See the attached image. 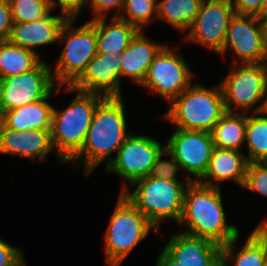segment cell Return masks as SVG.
<instances>
[{
  "mask_svg": "<svg viewBox=\"0 0 267 266\" xmlns=\"http://www.w3.org/2000/svg\"><path fill=\"white\" fill-rule=\"evenodd\" d=\"M155 266H181L176 260H174L164 249L161 251L157 258Z\"/></svg>",
  "mask_w": 267,
  "mask_h": 266,
  "instance_id": "37",
  "label": "cell"
},
{
  "mask_svg": "<svg viewBox=\"0 0 267 266\" xmlns=\"http://www.w3.org/2000/svg\"><path fill=\"white\" fill-rule=\"evenodd\" d=\"M73 21L75 18H69L59 32L58 42L65 46L52 71L57 86H71L97 54L96 28L89 21L74 28Z\"/></svg>",
  "mask_w": 267,
  "mask_h": 266,
  "instance_id": "7",
  "label": "cell"
},
{
  "mask_svg": "<svg viewBox=\"0 0 267 266\" xmlns=\"http://www.w3.org/2000/svg\"><path fill=\"white\" fill-rule=\"evenodd\" d=\"M258 227H266L267 228V219L266 220H263L260 223H258Z\"/></svg>",
  "mask_w": 267,
  "mask_h": 266,
  "instance_id": "40",
  "label": "cell"
},
{
  "mask_svg": "<svg viewBox=\"0 0 267 266\" xmlns=\"http://www.w3.org/2000/svg\"><path fill=\"white\" fill-rule=\"evenodd\" d=\"M125 0H91L92 19L107 18V13L114 9L112 17H119L122 13Z\"/></svg>",
  "mask_w": 267,
  "mask_h": 266,
  "instance_id": "32",
  "label": "cell"
},
{
  "mask_svg": "<svg viewBox=\"0 0 267 266\" xmlns=\"http://www.w3.org/2000/svg\"><path fill=\"white\" fill-rule=\"evenodd\" d=\"M242 187L267 197V162H250Z\"/></svg>",
  "mask_w": 267,
  "mask_h": 266,
  "instance_id": "30",
  "label": "cell"
},
{
  "mask_svg": "<svg viewBox=\"0 0 267 266\" xmlns=\"http://www.w3.org/2000/svg\"><path fill=\"white\" fill-rule=\"evenodd\" d=\"M164 149L165 145L155 138L134 135L131 132L105 170L118 175L131 185L150 174L156 158Z\"/></svg>",
  "mask_w": 267,
  "mask_h": 266,
  "instance_id": "11",
  "label": "cell"
},
{
  "mask_svg": "<svg viewBox=\"0 0 267 266\" xmlns=\"http://www.w3.org/2000/svg\"><path fill=\"white\" fill-rule=\"evenodd\" d=\"M170 156L169 160H163L162 156ZM181 169L179 163L175 160V157L165 148L160 152L154 165L152 166L149 176L154 178L166 179L168 181H180L177 177V173Z\"/></svg>",
  "mask_w": 267,
  "mask_h": 266,
  "instance_id": "31",
  "label": "cell"
},
{
  "mask_svg": "<svg viewBox=\"0 0 267 266\" xmlns=\"http://www.w3.org/2000/svg\"><path fill=\"white\" fill-rule=\"evenodd\" d=\"M262 26H263V33H264V39L267 46V15L262 16L261 18Z\"/></svg>",
  "mask_w": 267,
  "mask_h": 266,
  "instance_id": "38",
  "label": "cell"
},
{
  "mask_svg": "<svg viewBox=\"0 0 267 266\" xmlns=\"http://www.w3.org/2000/svg\"><path fill=\"white\" fill-rule=\"evenodd\" d=\"M182 181H168L166 179L146 176L136 180L129 191L126 183L123 184L122 193L160 232V222L163 219H172L179 222L183 199L187 185L191 182L186 176Z\"/></svg>",
  "mask_w": 267,
  "mask_h": 266,
  "instance_id": "4",
  "label": "cell"
},
{
  "mask_svg": "<svg viewBox=\"0 0 267 266\" xmlns=\"http://www.w3.org/2000/svg\"><path fill=\"white\" fill-rule=\"evenodd\" d=\"M65 92H74V99L64 110L53 107L51 121V142L59 163H68L82 148L87 131L92 122L101 95L73 90L70 86Z\"/></svg>",
  "mask_w": 267,
  "mask_h": 266,
  "instance_id": "3",
  "label": "cell"
},
{
  "mask_svg": "<svg viewBox=\"0 0 267 266\" xmlns=\"http://www.w3.org/2000/svg\"><path fill=\"white\" fill-rule=\"evenodd\" d=\"M68 19L61 12L59 15L50 12L36 21L13 23L9 41L40 55L35 48L57 42L60 29Z\"/></svg>",
  "mask_w": 267,
  "mask_h": 266,
  "instance_id": "18",
  "label": "cell"
},
{
  "mask_svg": "<svg viewBox=\"0 0 267 266\" xmlns=\"http://www.w3.org/2000/svg\"><path fill=\"white\" fill-rule=\"evenodd\" d=\"M238 239L236 237L221 246L222 266H229L231 261L234 266H264L267 257V228L256 226L235 255L234 245Z\"/></svg>",
  "mask_w": 267,
  "mask_h": 266,
  "instance_id": "23",
  "label": "cell"
},
{
  "mask_svg": "<svg viewBox=\"0 0 267 266\" xmlns=\"http://www.w3.org/2000/svg\"><path fill=\"white\" fill-rule=\"evenodd\" d=\"M148 39L143 31H139L130 45L121 52V79L129 77L138 86L142 84L152 60L165 46Z\"/></svg>",
  "mask_w": 267,
  "mask_h": 266,
  "instance_id": "20",
  "label": "cell"
},
{
  "mask_svg": "<svg viewBox=\"0 0 267 266\" xmlns=\"http://www.w3.org/2000/svg\"><path fill=\"white\" fill-rule=\"evenodd\" d=\"M225 113L220 84L212 89L192 83L170 103L162 116L175 128L211 133Z\"/></svg>",
  "mask_w": 267,
  "mask_h": 266,
  "instance_id": "5",
  "label": "cell"
},
{
  "mask_svg": "<svg viewBox=\"0 0 267 266\" xmlns=\"http://www.w3.org/2000/svg\"><path fill=\"white\" fill-rule=\"evenodd\" d=\"M263 112L267 115V95H266L265 107H264Z\"/></svg>",
  "mask_w": 267,
  "mask_h": 266,
  "instance_id": "41",
  "label": "cell"
},
{
  "mask_svg": "<svg viewBox=\"0 0 267 266\" xmlns=\"http://www.w3.org/2000/svg\"><path fill=\"white\" fill-rule=\"evenodd\" d=\"M184 57L165 45L154 57L141 87L158 93L169 104L193 82Z\"/></svg>",
  "mask_w": 267,
  "mask_h": 266,
  "instance_id": "10",
  "label": "cell"
},
{
  "mask_svg": "<svg viewBox=\"0 0 267 266\" xmlns=\"http://www.w3.org/2000/svg\"><path fill=\"white\" fill-rule=\"evenodd\" d=\"M267 15V0L262 1L261 17Z\"/></svg>",
  "mask_w": 267,
  "mask_h": 266,
  "instance_id": "39",
  "label": "cell"
},
{
  "mask_svg": "<svg viewBox=\"0 0 267 266\" xmlns=\"http://www.w3.org/2000/svg\"><path fill=\"white\" fill-rule=\"evenodd\" d=\"M246 113L226 112L211 131L214 146L222 149L240 150L245 142Z\"/></svg>",
  "mask_w": 267,
  "mask_h": 266,
  "instance_id": "24",
  "label": "cell"
},
{
  "mask_svg": "<svg viewBox=\"0 0 267 266\" xmlns=\"http://www.w3.org/2000/svg\"><path fill=\"white\" fill-rule=\"evenodd\" d=\"M91 0H52L53 9L59 7L61 13L68 18H76L84 5L90 4Z\"/></svg>",
  "mask_w": 267,
  "mask_h": 266,
  "instance_id": "35",
  "label": "cell"
},
{
  "mask_svg": "<svg viewBox=\"0 0 267 266\" xmlns=\"http://www.w3.org/2000/svg\"><path fill=\"white\" fill-rule=\"evenodd\" d=\"M40 99L27 105L3 112L0 121L9 129L50 130L53 106L48 103L49 98Z\"/></svg>",
  "mask_w": 267,
  "mask_h": 266,
  "instance_id": "21",
  "label": "cell"
},
{
  "mask_svg": "<svg viewBox=\"0 0 267 266\" xmlns=\"http://www.w3.org/2000/svg\"><path fill=\"white\" fill-rule=\"evenodd\" d=\"M106 20H89L96 28L97 53L120 55L140 30L119 17H111L108 23Z\"/></svg>",
  "mask_w": 267,
  "mask_h": 266,
  "instance_id": "22",
  "label": "cell"
},
{
  "mask_svg": "<svg viewBox=\"0 0 267 266\" xmlns=\"http://www.w3.org/2000/svg\"><path fill=\"white\" fill-rule=\"evenodd\" d=\"M264 266H267V257H266V260L264 262Z\"/></svg>",
  "mask_w": 267,
  "mask_h": 266,
  "instance_id": "42",
  "label": "cell"
},
{
  "mask_svg": "<svg viewBox=\"0 0 267 266\" xmlns=\"http://www.w3.org/2000/svg\"><path fill=\"white\" fill-rule=\"evenodd\" d=\"M232 50L239 64L267 62V46L261 19L254 15L235 14L229 23L222 51Z\"/></svg>",
  "mask_w": 267,
  "mask_h": 266,
  "instance_id": "14",
  "label": "cell"
},
{
  "mask_svg": "<svg viewBox=\"0 0 267 266\" xmlns=\"http://www.w3.org/2000/svg\"><path fill=\"white\" fill-rule=\"evenodd\" d=\"M0 266H25L24 253L0 237Z\"/></svg>",
  "mask_w": 267,
  "mask_h": 266,
  "instance_id": "33",
  "label": "cell"
},
{
  "mask_svg": "<svg viewBox=\"0 0 267 266\" xmlns=\"http://www.w3.org/2000/svg\"><path fill=\"white\" fill-rule=\"evenodd\" d=\"M151 230L159 233L149 220L120 193L104 235L107 266H120Z\"/></svg>",
  "mask_w": 267,
  "mask_h": 266,
  "instance_id": "6",
  "label": "cell"
},
{
  "mask_svg": "<svg viewBox=\"0 0 267 266\" xmlns=\"http://www.w3.org/2000/svg\"><path fill=\"white\" fill-rule=\"evenodd\" d=\"M47 62L42 60L29 72L0 79V115L47 98L55 90L58 93L63 88L54 82L52 69Z\"/></svg>",
  "mask_w": 267,
  "mask_h": 266,
  "instance_id": "9",
  "label": "cell"
},
{
  "mask_svg": "<svg viewBox=\"0 0 267 266\" xmlns=\"http://www.w3.org/2000/svg\"><path fill=\"white\" fill-rule=\"evenodd\" d=\"M219 84L226 112H235L233 105L247 114L251 109V113L263 112L267 95V62L233 64Z\"/></svg>",
  "mask_w": 267,
  "mask_h": 266,
  "instance_id": "8",
  "label": "cell"
},
{
  "mask_svg": "<svg viewBox=\"0 0 267 266\" xmlns=\"http://www.w3.org/2000/svg\"><path fill=\"white\" fill-rule=\"evenodd\" d=\"M13 26L9 0H0V42L8 41Z\"/></svg>",
  "mask_w": 267,
  "mask_h": 266,
  "instance_id": "34",
  "label": "cell"
},
{
  "mask_svg": "<svg viewBox=\"0 0 267 266\" xmlns=\"http://www.w3.org/2000/svg\"><path fill=\"white\" fill-rule=\"evenodd\" d=\"M120 55L97 53L81 76L70 86L73 90L105 97H122Z\"/></svg>",
  "mask_w": 267,
  "mask_h": 266,
  "instance_id": "15",
  "label": "cell"
},
{
  "mask_svg": "<svg viewBox=\"0 0 267 266\" xmlns=\"http://www.w3.org/2000/svg\"><path fill=\"white\" fill-rule=\"evenodd\" d=\"M123 97H105L97 105L81 150L68 162L78 169L84 164V176H89L102 162L105 167L113 160L126 138L127 130ZM78 163H77V162Z\"/></svg>",
  "mask_w": 267,
  "mask_h": 266,
  "instance_id": "1",
  "label": "cell"
},
{
  "mask_svg": "<svg viewBox=\"0 0 267 266\" xmlns=\"http://www.w3.org/2000/svg\"><path fill=\"white\" fill-rule=\"evenodd\" d=\"M235 14L254 15L261 18V7L263 0H230Z\"/></svg>",
  "mask_w": 267,
  "mask_h": 266,
  "instance_id": "36",
  "label": "cell"
},
{
  "mask_svg": "<svg viewBox=\"0 0 267 266\" xmlns=\"http://www.w3.org/2000/svg\"><path fill=\"white\" fill-rule=\"evenodd\" d=\"M50 130H12L0 121V153L46 161L52 152Z\"/></svg>",
  "mask_w": 267,
  "mask_h": 266,
  "instance_id": "17",
  "label": "cell"
},
{
  "mask_svg": "<svg viewBox=\"0 0 267 266\" xmlns=\"http://www.w3.org/2000/svg\"><path fill=\"white\" fill-rule=\"evenodd\" d=\"M13 23L36 21L53 11L52 0H9Z\"/></svg>",
  "mask_w": 267,
  "mask_h": 266,
  "instance_id": "29",
  "label": "cell"
},
{
  "mask_svg": "<svg viewBox=\"0 0 267 266\" xmlns=\"http://www.w3.org/2000/svg\"><path fill=\"white\" fill-rule=\"evenodd\" d=\"M164 250L181 266H222L219 245L179 231L173 234Z\"/></svg>",
  "mask_w": 267,
  "mask_h": 266,
  "instance_id": "16",
  "label": "cell"
},
{
  "mask_svg": "<svg viewBox=\"0 0 267 266\" xmlns=\"http://www.w3.org/2000/svg\"><path fill=\"white\" fill-rule=\"evenodd\" d=\"M245 142L249 163L267 162V115L264 112L246 114Z\"/></svg>",
  "mask_w": 267,
  "mask_h": 266,
  "instance_id": "27",
  "label": "cell"
},
{
  "mask_svg": "<svg viewBox=\"0 0 267 266\" xmlns=\"http://www.w3.org/2000/svg\"><path fill=\"white\" fill-rule=\"evenodd\" d=\"M165 148L175 157L181 169L192 182H198L206 173L215 148L211 133L176 128ZM193 177V178H192Z\"/></svg>",
  "mask_w": 267,
  "mask_h": 266,
  "instance_id": "12",
  "label": "cell"
},
{
  "mask_svg": "<svg viewBox=\"0 0 267 266\" xmlns=\"http://www.w3.org/2000/svg\"><path fill=\"white\" fill-rule=\"evenodd\" d=\"M40 59L36 52L9 40L0 42V79L29 72L42 61Z\"/></svg>",
  "mask_w": 267,
  "mask_h": 266,
  "instance_id": "25",
  "label": "cell"
},
{
  "mask_svg": "<svg viewBox=\"0 0 267 266\" xmlns=\"http://www.w3.org/2000/svg\"><path fill=\"white\" fill-rule=\"evenodd\" d=\"M234 15V7L230 0H203L198 14L188 29L186 40L219 54Z\"/></svg>",
  "mask_w": 267,
  "mask_h": 266,
  "instance_id": "13",
  "label": "cell"
},
{
  "mask_svg": "<svg viewBox=\"0 0 267 266\" xmlns=\"http://www.w3.org/2000/svg\"><path fill=\"white\" fill-rule=\"evenodd\" d=\"M203 0H158L157 17L179 31L188 30Z\"/></svg>",
  "mask_w": 267,
  "mask_h": 266,
  "instance_id": "26",
  "label": "cell"
},
{
  "mask_svg": "<svg viewBox=\"0 0 267 266\" xmlns=\"http://www.w3.org/2000/svg\"><path fill=\"white\" fill-rule=\"evenodd\" d=\"M221 190L200 182H190L184 193L180 225H187L181 233L207 239L220 247L239 237V229L226 223Z\"/></svg>",
  "mask_w": 267,
  "mask_h": 266,
  "instance_id": "2",
  "label": "cell"
},
{
  "mask_svg": "<svg viewBox=\"0 0 267 266\" xmlns=\"http://www.w3.org/2000/svg\"><path fill=\"white\" fill-rule=\"evenodd\" d=\"M248 164L241 151L215 147L207 171L198 182L220 188L221 183L229 180L242 187Z\"/></svg>",
  "mask_w": 267,
  "mask_h": 266,
  "instance_id": "19",
  "label": "cell"
},
{
  "mask_svg": "<svg viewBox=\"0 0 267 266\" xmlns=\"http://www.w3.org/2000/svg\"><path fill=\"white\" fill-rule=\"evenodd\" d=\"M158 0H125L120 19L144 31V26L157 17ZM156 15V16H155Z\"/></svg>",
  "mask_w": 267,
  "mask_h": 266,
  "instance_id": "28",
  "label": "cell"
}]
</instances>
